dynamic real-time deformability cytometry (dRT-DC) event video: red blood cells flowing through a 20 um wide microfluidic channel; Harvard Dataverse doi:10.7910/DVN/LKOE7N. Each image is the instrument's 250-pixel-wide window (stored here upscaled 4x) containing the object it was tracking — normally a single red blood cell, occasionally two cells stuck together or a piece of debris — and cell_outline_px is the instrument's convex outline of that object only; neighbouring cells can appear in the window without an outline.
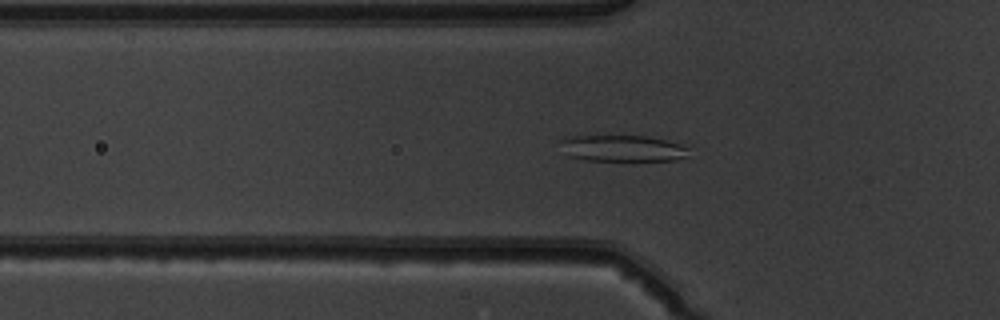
{"species": "common noctule bat (a hibernating species)", "species_latin": "Nyctalus noctula", "temperature_condition": "warm", "stored_images_in_passage": 51, "camera_frame_rate_fps": 3000, "um_per_image_px": 0.085, "animal": {"sex": "male", "body_mass_g": 19.5, "forearm_length_mm": 54.6}, "frame": {"image": 1, "passage_image": 18, "time_ms": 5.667, "image_size_px": [1000, 320], "cell_outline_px": [[688, 156], [676, 160], [588, 160], [568, 156], [560, 140], [564, 136], [644, 136], [664, 140], [680, 144], [688, 148]], "centroid_in_image_um": [52.91, 12.6], "position_along_channel_um": 72.9, "area_um2": 19.42}}
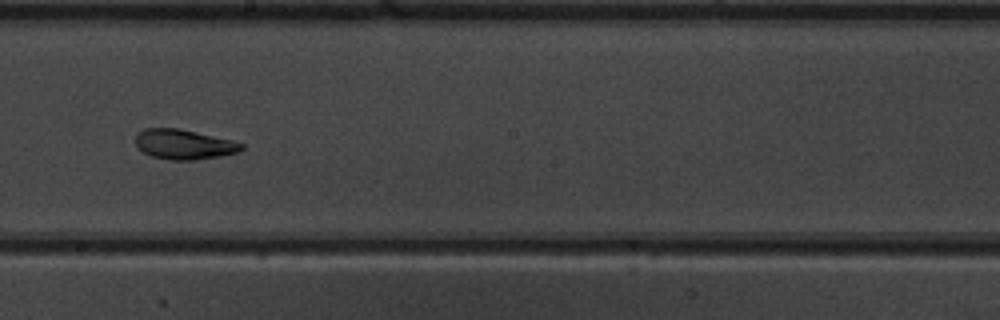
{"frame": {"image": 2, "passage_image": 30, "time_ms": 9.667, "image_size_px": [1000, 320], "cell_outline_px": [[244, 148], [236, 152], [220, 156], [196, 160], [168, 160], [152, 156], [136, 148], [136, 132], [144, 128], [180, 128], [232, 140], [244, 144]], "centroid_in_image_um": [15.6, 12.26], "position_along_channel_um": 232.6, "area_um2": 18.61}}
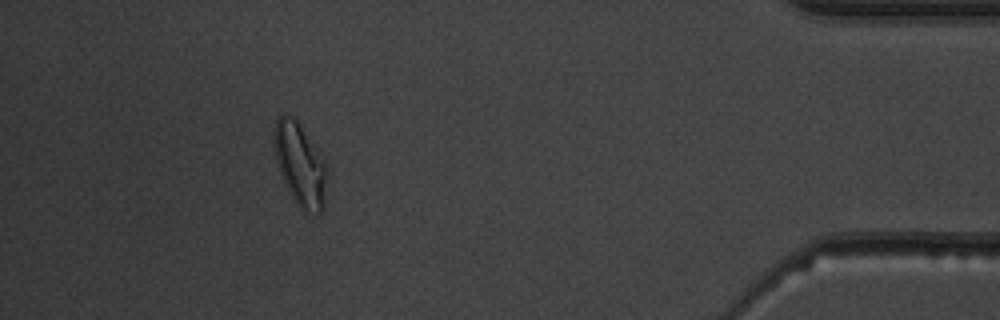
{"frame": {"image": 3, "passage_image": 47, "time_ms": 15.333, "image_size_px": [1000, 320], "cell_outline_px": [[328, 176], [324, 208], [316, 216], [304, 212], [296, 204], [280, 172], [276, 160], [272, 140], [276, 120], [284, 112], [292, 116], [300, 124], [320, 152], [328, 164]], "centroid_in_image_um": [25.55, 14.0], "position_along_channel_um": 409.7, "area_um2": 26.18}, "authors_computed_cell_mechanics": {"area_um2": 21.386, "velocity_mm_per_s": 4.0044, "shape_relaxation_time_tau1_ms": 3.5636, "shape_relaxation_time_tau2_ms": 1.648, "deformation_change_tau1": 0.1415, "deformation_change_tau2": 0.0697}}